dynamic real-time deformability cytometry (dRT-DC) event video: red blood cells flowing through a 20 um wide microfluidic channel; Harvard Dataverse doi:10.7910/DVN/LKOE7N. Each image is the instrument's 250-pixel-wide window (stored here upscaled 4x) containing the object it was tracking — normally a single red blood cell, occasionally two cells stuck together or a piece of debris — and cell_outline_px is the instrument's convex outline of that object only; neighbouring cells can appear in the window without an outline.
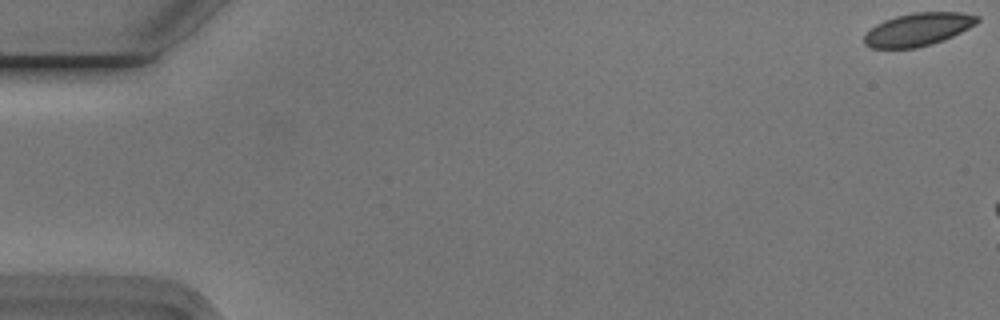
{"species": "Egyptian fruit bat (a non-hibernating species)", "species_latin": "Rousettus aegyptiacus", "temperature_condition": "cold", "stored_images_in_passage": 5, "camera_frame_rate_fps": 3000, "um_per_image_px": 0.085, "animal": {"sex": "male"}, "frame": {"image": 1, "passage_image": 1, "time_ms": 0.0, "image_size_px": [1000, 320], "cell_outline_px": [[980, 20], [976, 24], [952, 36], [932, 44], [916, 48], [872, 48], [864, 44], [864, 36], [876, 24], [884, 20], [896, 16], [912, 12], [960, 12], [980, 16]], "centroid_in_image_um": [78.04, 2.49], "position_along_channel_um": 7.0, "area_um2": 21.62}}